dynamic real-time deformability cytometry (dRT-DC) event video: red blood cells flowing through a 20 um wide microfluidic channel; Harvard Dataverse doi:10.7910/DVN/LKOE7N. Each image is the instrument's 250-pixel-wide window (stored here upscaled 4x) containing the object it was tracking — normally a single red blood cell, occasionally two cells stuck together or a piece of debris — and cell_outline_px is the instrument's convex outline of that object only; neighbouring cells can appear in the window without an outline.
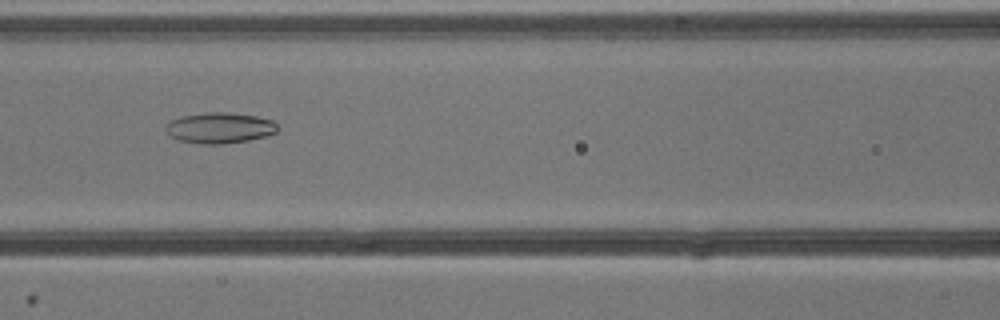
{"species": "common noctule bat (a hibernating species)", "species_latin": "Nyctalus noctula", "temperature_condition": "cold", "stored_images_in_passage": 9, "camera_frame_rate_fps": 3000, "um_per_image_px": 0.085, "animal": {"sex": "male", "body_mass_g": 13.3}, "frame": {"image": 1, "passage_image": 7, "time_ms": 2.0, "image_size_px": [1000, 320], "cell_outline_px": [[280, 128], [276, 132], [264, 136], [248, 140], [224, 144], [200, 144], [180, 140], [172, 136], [164, 128], [172, 120], [180, 116], [204, 112], [228, 112], [256, 116], [272, 120]], "centroid_in_image_um": [18.69, 10.86], "position_along_channel_um": 147.9, "area_um2": 20.0}}